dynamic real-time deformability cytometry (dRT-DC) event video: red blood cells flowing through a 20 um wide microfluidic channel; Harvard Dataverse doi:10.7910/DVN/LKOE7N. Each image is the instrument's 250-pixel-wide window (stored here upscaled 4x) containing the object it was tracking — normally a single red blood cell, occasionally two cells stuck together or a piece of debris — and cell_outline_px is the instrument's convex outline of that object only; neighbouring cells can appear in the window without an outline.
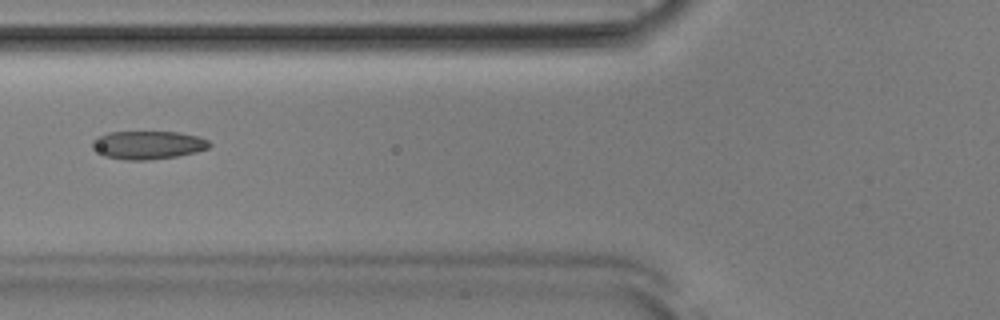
{"species": "Egyptian fruit bat (a non-hibernating species)", "species_latin": "Rousettus aegyptiacus", "temperature_condition": "room temperature", "stored_images_in_passage": 52, "camera_frame_rate_fps": 3000, "um_per_image_px": 0.085, "animal": {"sex": "male"}, "frame": {"image": 1, "passage_image": 20, "time_ms": 6.333, "image_size_px": [1000, 320], "cell_outline_px": [[212, 144], [208, 148], [196, 152], [176, 156], [148, 160], [124, 160], [104, 156], [92, 148], [92, 140], [96, 136], [108, 132], [180, 132], [200, 136], [208, 140]], "centroid_in_image_um": [12.57, 12.32], "position_along_channel_um": 113.2, "area_um2": 19.48}}
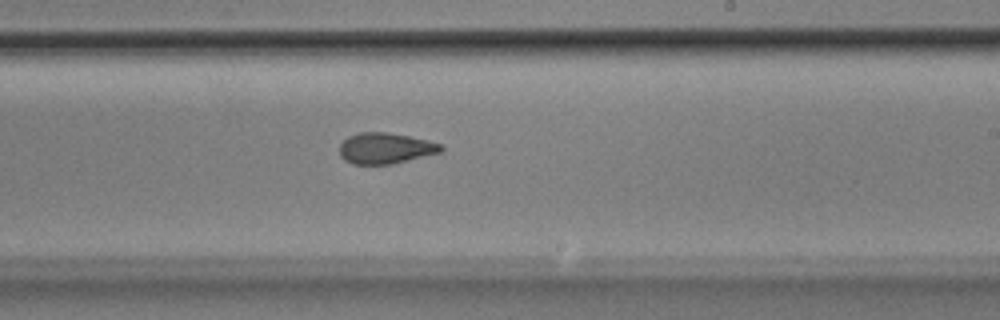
{"frame": {"image": 2, "passage_image": 31, "time_ms": 10.0, "image_size_px": [1000, 320], "cell_outline_px": [[444, 148], [440, 152], [392, 164], [352, 164], [344, 160], [340, 156], [340, 144], [348, 136], [360, 132], [384, 132], [408, 136], [428, 140], [440, 144]], "centroid_in_image_um": [32.73, 12.6], "position_along_channel_um": 256.3, "area_um2": 18.15}}
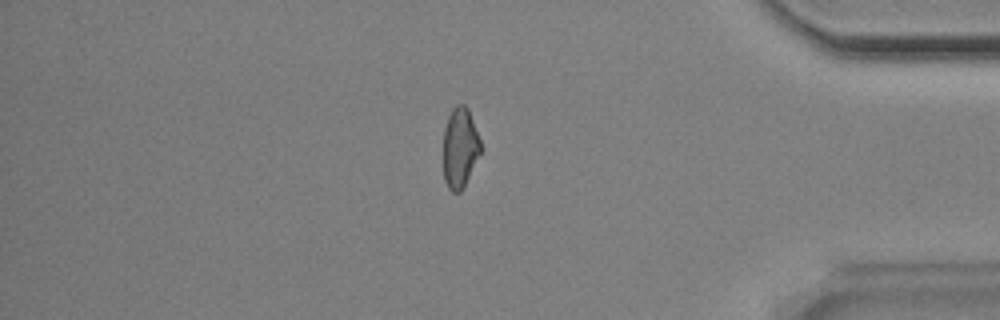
{"frame": {"image": 3, "passage_image": 44, "time_ms": 14.333, "image_size_px": [1000, 320], "cell_outline_px": [[480, 152], [460, 192], [452, 192], [448, 188], [444, 180], [444, 128], [448, 116], [452, 108], [456, 104], [464, 104], [468, 108], [480, 140]], "centroid_in_image_um": [39.07, 12.52], "position_along_channel_um": 396.1, "area_um2": 17.11}, "authors_computed_cell_mechanics": {"area_um2": 18.8139, "velocity_mm_per_s": 3.9046, "shape_relaxation_time_tau1_ms": null, "shape_relaxation_time_tau2_ms": 2.1961, "deformation_change_tau1": null, "deformation_change_tau2": 0.0918}}